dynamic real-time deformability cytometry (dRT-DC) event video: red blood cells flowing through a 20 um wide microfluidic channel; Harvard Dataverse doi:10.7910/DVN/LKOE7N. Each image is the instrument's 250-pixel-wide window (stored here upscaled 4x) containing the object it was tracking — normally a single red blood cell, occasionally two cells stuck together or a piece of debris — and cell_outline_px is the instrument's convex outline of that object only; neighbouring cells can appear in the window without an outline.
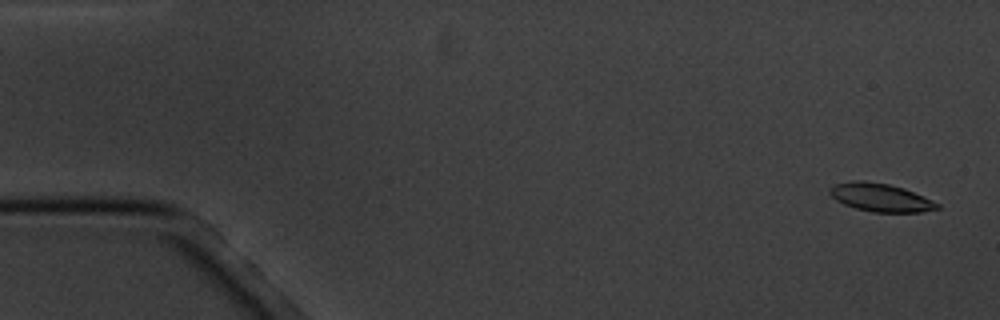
{"species": "common noctule bat (a hibernating species)", "species_latin": "Nyctalus noctula", "temperature_condition": "cold", "stored_images_in_passage": 5, "camera_frame_rate_fps": 3000, "um_per_image_px": 0.085, "animal": {"sex": "male", "body_mass_g": 20.1, "forearm_length_mm": 53.5}, "frame": {"image": 1, "passage_image": 1, "time_ms": 0.0, "image_size_px": [1000, 320], "cell_outline_px": [[940, 208], [920, 212], [872, 212], [856, 208], [844, 204], [836, 200], [828, 192], [828, 188], [836, 184], [852, 180], [864, 180], [888, 184], [904, 188], [924, 196], [940, 204]], "centroid_in_image_um": [74.84, 16.78], "position_along_channel_um": 10.2, "area_um2": 17.69}}
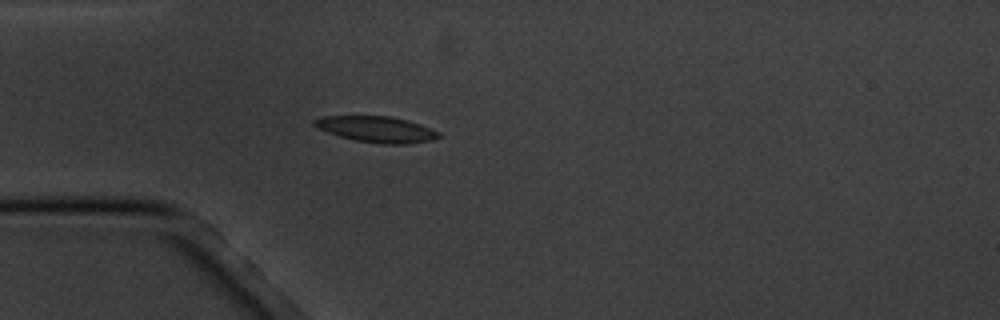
{"frame": {"image": 2, "passage_image": 5, "time_ms": 4.667, "image_size_px": [1000, 320], "cell_outline_px": [[440, 136], [432, 140], [404, 144], [380, 144], [356, 140], [340, 136], [316, 128], [312, 124], [312, 120], [324, 116], [388, 116], [408, 120], [420, 124], [440, 132]], "centroid_in_image_um": [31.99, 10.98], "position_along_channel_um": 53.0, "area_um2": 18.79}}